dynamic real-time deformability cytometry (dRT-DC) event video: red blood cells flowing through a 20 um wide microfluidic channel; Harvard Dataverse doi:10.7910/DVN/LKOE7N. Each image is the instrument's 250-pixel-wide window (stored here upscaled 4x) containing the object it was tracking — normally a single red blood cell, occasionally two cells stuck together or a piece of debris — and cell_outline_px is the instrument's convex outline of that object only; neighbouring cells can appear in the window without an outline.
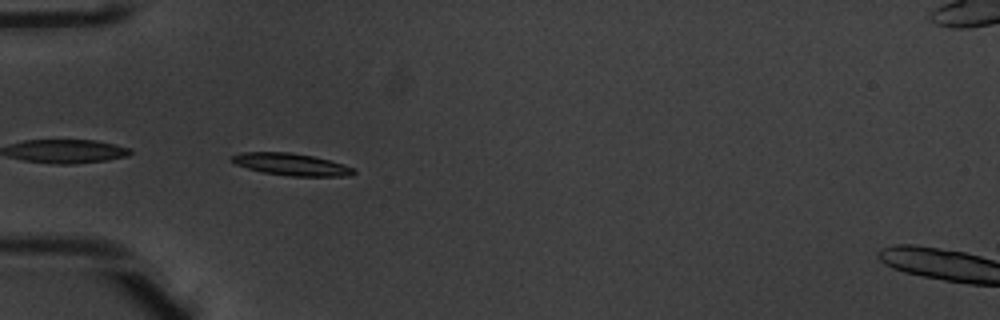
{"species": "common noctule bat (a hibernating species)", "species_latin": "Nyctalus noctula", "temperature_condition": "warm", "stored_images_in_passage": 36, "camera_frame_rate_fps": 3000, "um_per_image_px": 0.085, "animal": {"sex": "male", "body_mass_g": 20.1, "forearm_length_mm": 53.5}, "frame": {"image": 1, "passage_image": 1, "time_ms": 0.0, "image_size_px": [1000, 320], "cell_outline_px": [[356, 172], [352, 176], [288, 176], [264, 172], [248, 168], [236, 164], [228, 160], [232, 156], [240, 152], [292, 152], [312, 156], [344, 164], [352, 168]], "centroid_in_image_um": [24.74, 13.97], "position_along_channel_um": 60.3, "area_um2": 15.66}}
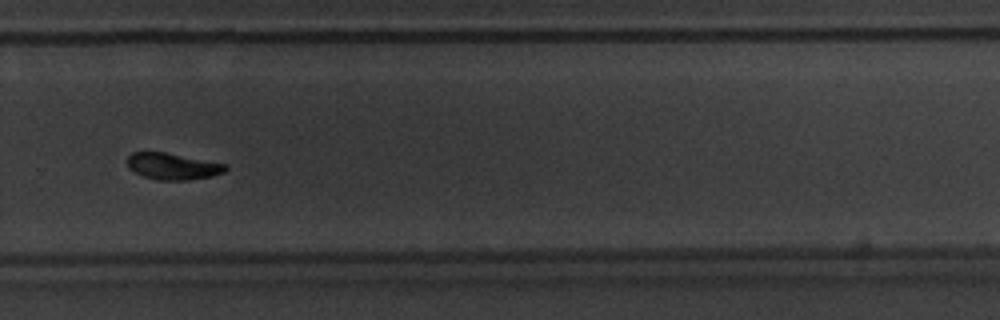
{"frame": {"image": 2, "passage_image": 21, "time_ms": 6.667, "image_size_px": [1000, 320], "cell_outline_px": [[228, 168], [224, 172], [212, 176], [188, 180], [156, 180], [132, 172], [128, 168], [128, 156], [132, 152], [164, 152], [228, 164]], "centroid_in_image_um": [14.68, 14.14], "position_along_channel_um": 315.1, "area_um2": 15.26}}
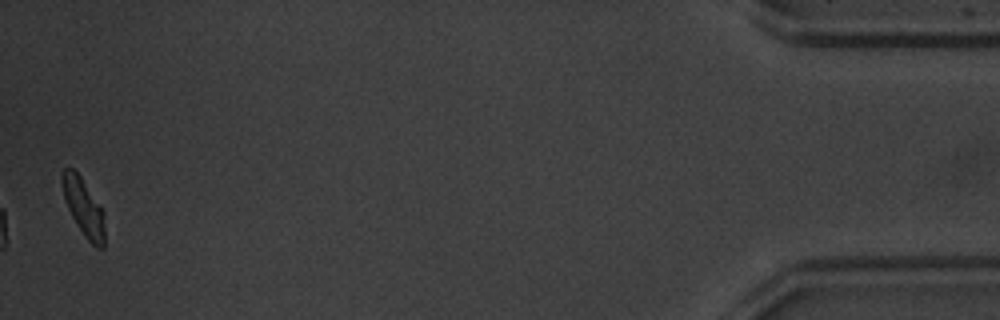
{"frame": {"image": 3, "passage_image": 36, "time_ms": 11.667, "image_size_px": [1000, 320], "cell_outline_px": [[104, 248], [96, 248], [84, 236], [76, 224], [64, 200], [60, 184], [60, 176], [64, 168], [72, 168], [80, 176], [104, 212]], "centroid_in_image_um": [7.07, 17.61], "position_along_channel_um": 428.1, "area_um2": 14.28}, "authors_computed_cell_mechanics": {"area_um2": 15.7216, "velocity_mm_per_s": 3.9039, "shape_relaxation_time_tau1_ms": 2.3464, "shape_relaxation_time_tau2_ms": 2.6316, "deformation_change_tau1": 0.1538, "deformation_change_tau2": 0.0799}}